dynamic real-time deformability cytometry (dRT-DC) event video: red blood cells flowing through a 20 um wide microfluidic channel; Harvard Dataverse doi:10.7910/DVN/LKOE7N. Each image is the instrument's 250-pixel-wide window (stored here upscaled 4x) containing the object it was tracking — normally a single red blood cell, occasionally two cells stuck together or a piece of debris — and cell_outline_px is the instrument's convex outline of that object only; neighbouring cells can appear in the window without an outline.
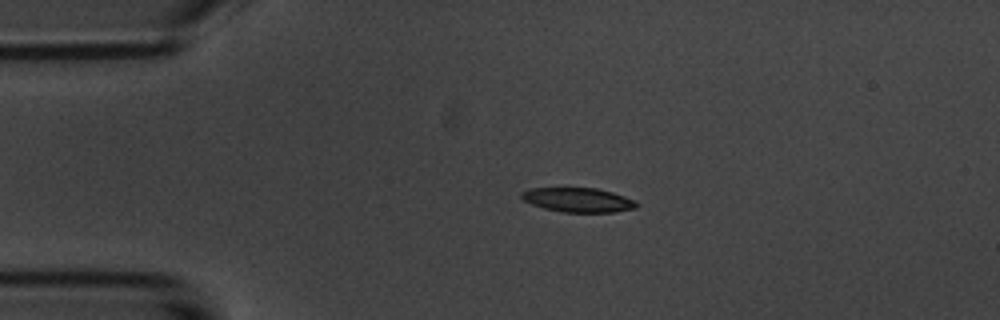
{"species": "common noctule bat (a hibernating species)", "species_latin": "Nyctalus noctula", "temperature_condition": "room temperature", "stored_images_in_passage": 44, "camera_frame_rate_fps": 3000, "um_per_image_px": 0.085, "animal": {"sex": "male", "body_mass_g": 20.1, "forearm_length_mm": 53.5}, "frame": {"image": 1, "passage_image": 1, "time_ms": 0.0, "image_size_px": [1000, 320], "cell_outline_px": [[640, 204], [636, 208], [616, 212], [560, 212], [544, 208], [532, 204], [524, 200], [520, 196], [520, 192], [532, 188], [596, 188], [612, 192], [636, 200]], "centroid_in_image_um": [49.17, 17.0], "position_along_channel_um": 35.8, "area_um2": 16.42}}
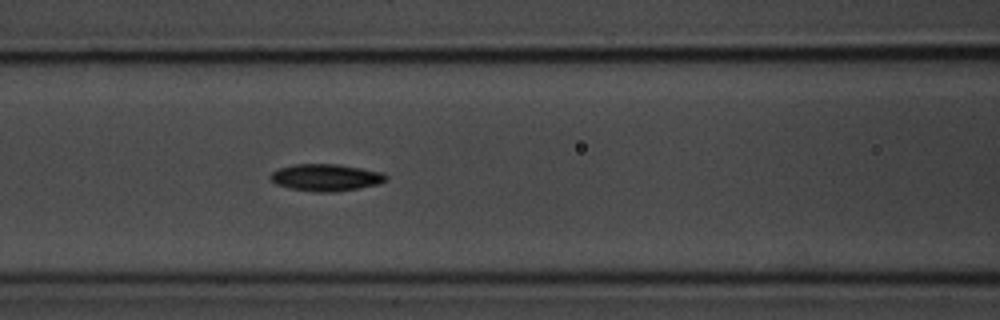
{"frame": {"image": 2, "passage_image": 12, "time_ms": 3.667, "image_size_px": [1000, 320], "cell_outline_px": [[388, 180], [380, 184], [360, 188], [336, 192], [316, 192], [288, 188], [276, 184], [268, 176], [272, 172], [280, 168], [292, 164], [336, 164], [384, 172], [388, 176]], "centroid_in_image_um": [27.73, 15.09], "position_along_channel_um": 138.9, "area_um2": 18.38}}
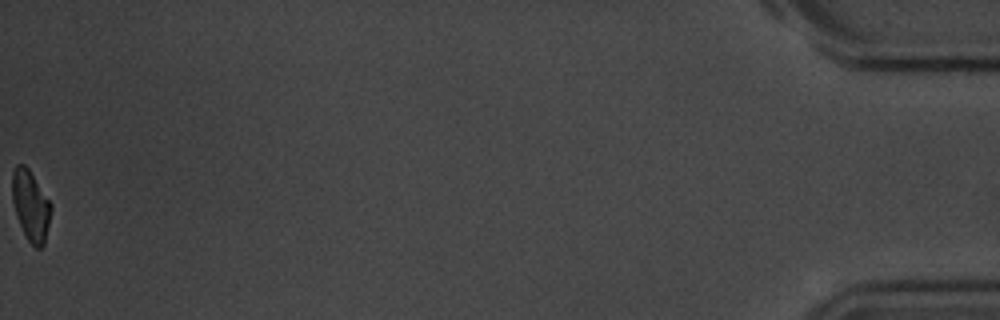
{"frame": {"image": 3, "passage_image": 44, "time_ms": 14.333, "image_size_px": [1000, 320], "cell_outline_px": [[52, 208], [44, 244], [40, 248], [36, 248], [28, 240], [16, 216], [12, 200], [12, 172], [16, 164], [24, 164], [28, 168], [52, 204]], "centroid_in_image_um": [2.6, 17.45], "position_along_channel_um": 432.6, "area_um2": 15.84}, "authors_computed_cell_mechanics": {"area_um2": 17.1088, "velocity_mm_per_s": 3.7103, "shape_relaxation_time_tau1_ms": 2.8721, "shape_relaxation_time_tau2_ms": 4.7885, "deformation_change_tau1": 0.118, "deformation_change_tau2": 0.1128}}